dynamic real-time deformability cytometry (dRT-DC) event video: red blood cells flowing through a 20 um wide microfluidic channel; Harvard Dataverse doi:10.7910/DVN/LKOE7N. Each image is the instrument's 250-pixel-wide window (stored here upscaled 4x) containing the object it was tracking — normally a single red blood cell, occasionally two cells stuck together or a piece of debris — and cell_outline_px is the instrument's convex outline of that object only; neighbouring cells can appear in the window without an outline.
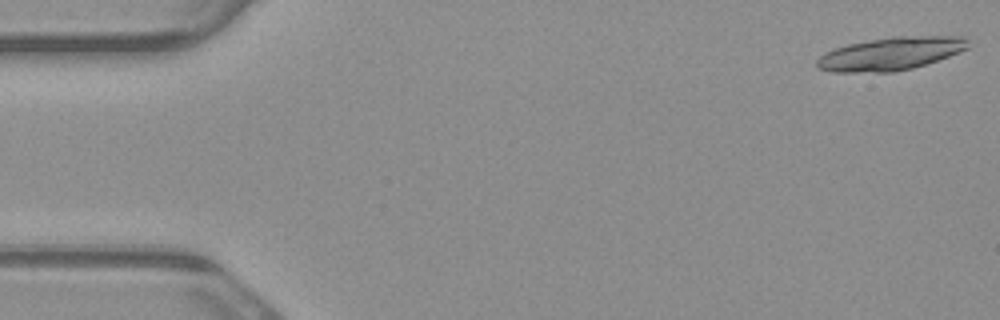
{"species": "common noctule bat (a hibernating species)", "species_latin": "Nyctalus noctula", "temperature_condition": "warm", "stored_images_in_passage": 8, "camera_frame_rate_fps": 3000, "um_per_image_px": 0.085, "animal": {"sex": "male", "body_mass_g": 23.1, "forearm_length_mm": 52.7}, "frame": {"image": 1, "passage_image": 1, "time_ms": 0.0, "image_size_px": [1000, 320], "cell_outline_px": [[968, 48], [960, 52], [912, 68], [892, 72], [832, 72], [816, 68], [816, 60], [824, 52], [832, 48], [848, 44], [892, 36], [968, 36]], "centroid_in_image_um": [75.67, 4.56], "position_along_channel_um": 9.3, "area_um2": 29.19}}
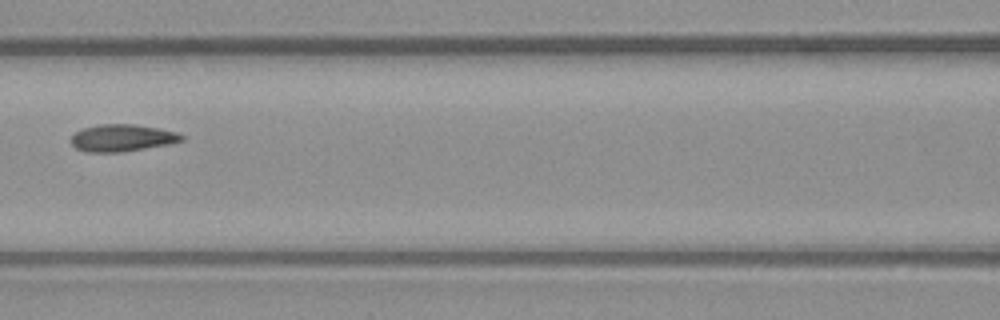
{"frame": {"image": 2, "passage_image": 7, "time_ms": 2.0, "image_size_px": [1000, 320], "cell_outline_px": [[184, 140], [168, 144], [120, 152], [84, 152], [76, 148], [72, 144], [72, 136], [76, 132], [84, 128], [100, 124], [136, 124], [160, 128], [176, 132], [184, 136]], "centroid_in_image_um": [10.39, 11.72], "position_along_channel_um": 156.2, "area_um2": 17.34}}
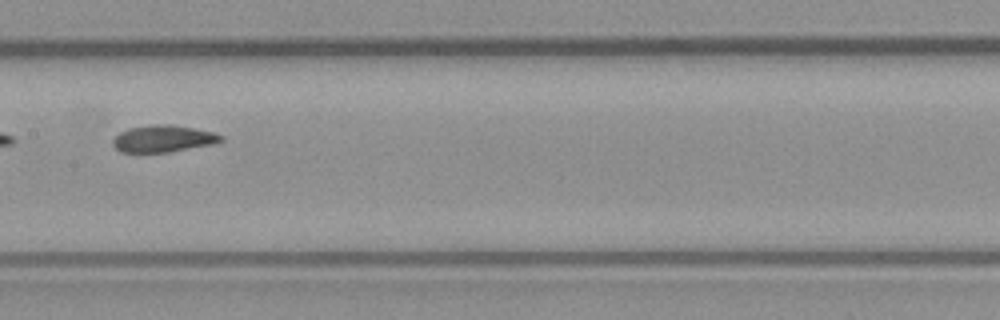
{"frame": {"image": 3, "passage_image": 8, "time_ms": 2.333, "image_size_px": [1000, 320], "cell_outline_px": [[224, 140], [212, 144], [168, 152], [120, 152], [112, 144], [112, 140], [120, 132], [128, 128], [152, 124], [172, 124], [212, 132], [224, 136]], "centroid_in_image_um": [13.85, 11.78], "position_along_channel_um": 193.5, "area_um2": 16.88}}